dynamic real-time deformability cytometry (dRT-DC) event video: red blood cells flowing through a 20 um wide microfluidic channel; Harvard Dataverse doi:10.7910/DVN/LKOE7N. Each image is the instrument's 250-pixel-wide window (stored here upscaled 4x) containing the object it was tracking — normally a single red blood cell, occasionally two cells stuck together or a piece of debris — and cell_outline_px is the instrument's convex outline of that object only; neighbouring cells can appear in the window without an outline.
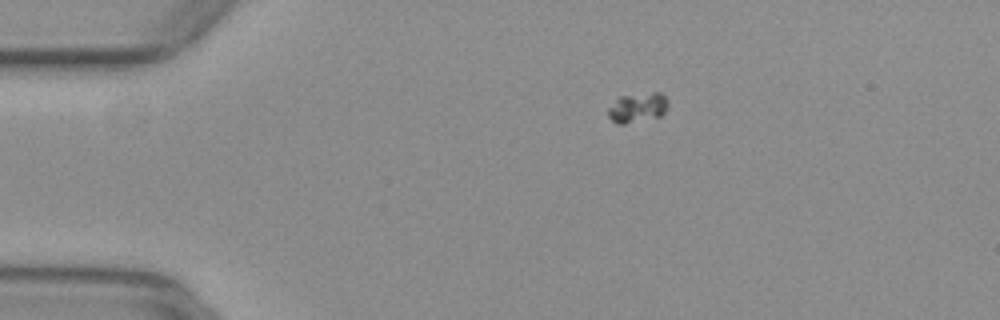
{"species": "common noctule bat (a hibernating species)", "species_latin": "Nyctalus noctula", "temperature_condition": "warm", "stored_images_in_passage": 51, "camera_frame_rate_fps": 3000, "um_per_image_px": 0.085, "animal": {"sex": "female", "body_mass_g": 29.2, "forearm_length_mm": 56.3}, "frame": {"image": 1, "passage_image": 8, "time_ms": 2.333, "image_size_px": [1000, 320], "cell_outline_px": [[668, 104], [664, 112], [660, 116], [624, 124], [616, 124], [608, 116], [608, 108], [620, 96], [652, 92], [660, 92], [668, 100]], "centroid_in_image_um": [54.19, 9.14], "position_along_channel_um": 30.8, "area_um2": 10.29}}
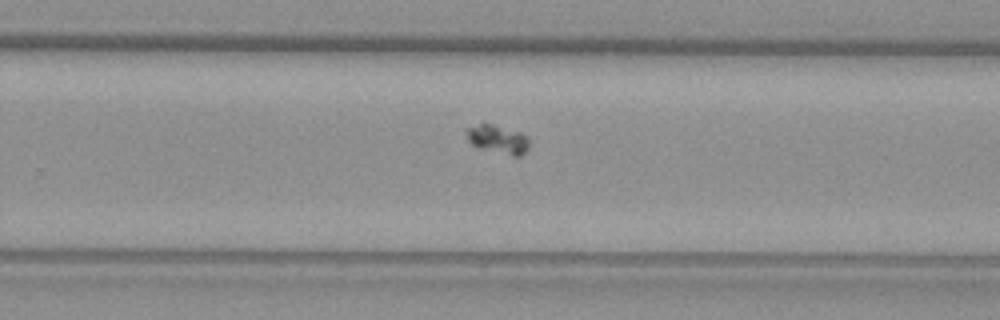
{"frame": {"image": 2, "passage_image": 32, "time_ms": 10.333, "image_size_px": [1000, 320], "cell_outline_px": [[528, 148], [520, 156], [512, 156], [480, 148], [472, 144], [468, 140], [464, 128], [484, 120], [520, 132], [528, 136]], "centroid_in_image_um": [42.26, 11.77], "position_along_channel_um": 287.5, "area_um2": 10.92}}
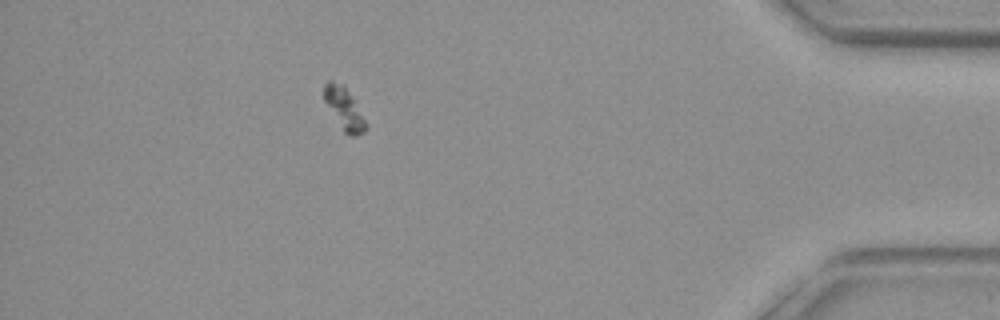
{"frame": {"image": 3, "passage_image": 45, "time_ms": 14.667, "image_size_px": [1000, 320], "cell_outline_px": [[364, 132], [356, 136], [348, 136], [344, 132], [324, 100], [324, 84], [328, 80], [332, 80], [344, 84], [356, 100], [364, 120]], "centroid_in_image_um": [29.24, 9.17], "position_along_channel_um": 406.0, "area_um2": 10.12}}